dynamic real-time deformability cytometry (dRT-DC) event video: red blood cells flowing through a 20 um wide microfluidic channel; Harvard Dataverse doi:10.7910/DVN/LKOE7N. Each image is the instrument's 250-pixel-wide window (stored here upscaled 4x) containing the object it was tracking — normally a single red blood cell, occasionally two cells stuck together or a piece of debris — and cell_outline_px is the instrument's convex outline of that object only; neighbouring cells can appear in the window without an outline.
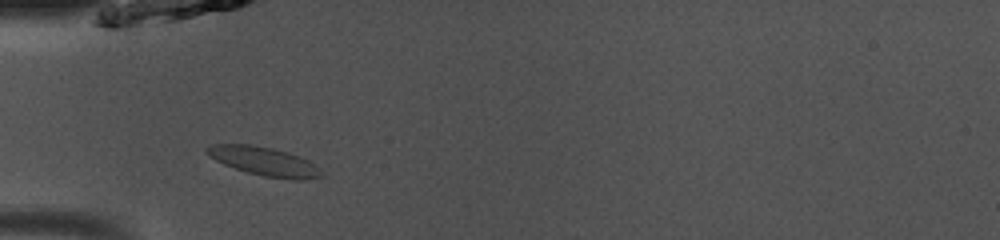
{"species": "common noctule bat (a hibernating species)", "species_latin": "Nyctalus noctula", "temperature_condition": "room temperature", "stored_images_in_passage": 7, "camera_frame_rate_fps": 3000, "um_per_image_px": 0.085, "animal": {"sex": "male", "body_mass_g": 13.0, "forearm_length_mm": 53.1}, "frame": {"image": 1, "passage_image": 1, "time_ms": 0.0, "image_size_px": [1000, 240], "cell_outline_px": [[324, 176], [300, 180], [292, 180], [264, 176], [248, 172], [224, 164], [208, 156], [204, 152], [204, 148], [212, 144], [252, 144], [272, 148], [288, 152], [300, 156], [308, 160], [320, 168], [324, 172]], "centroid_in_image_um": [22.47, 13.71], "position_along_channel_um": 62.5, "area_um2": 19.36}}
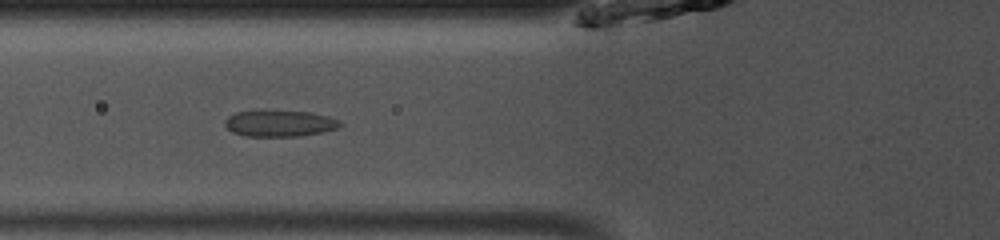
{"frame": {"image": 2, "passage_image": 4, "time_ms": 1.0, "image_size_px": [1000, 240], "cell_outline_px": [[344, 124], [336, 128], [320, 132], [296, 136], [244, 136], [232, 132], [224, 124], [224, 120], [228, 116], [236, 112], [264, 108], [308, 112], [328, 116], [340, 120]], "centroid_in_image_um": [23.71, 10.44], "position_along_channel_um": 102.1, "area_um2": 18.21}}